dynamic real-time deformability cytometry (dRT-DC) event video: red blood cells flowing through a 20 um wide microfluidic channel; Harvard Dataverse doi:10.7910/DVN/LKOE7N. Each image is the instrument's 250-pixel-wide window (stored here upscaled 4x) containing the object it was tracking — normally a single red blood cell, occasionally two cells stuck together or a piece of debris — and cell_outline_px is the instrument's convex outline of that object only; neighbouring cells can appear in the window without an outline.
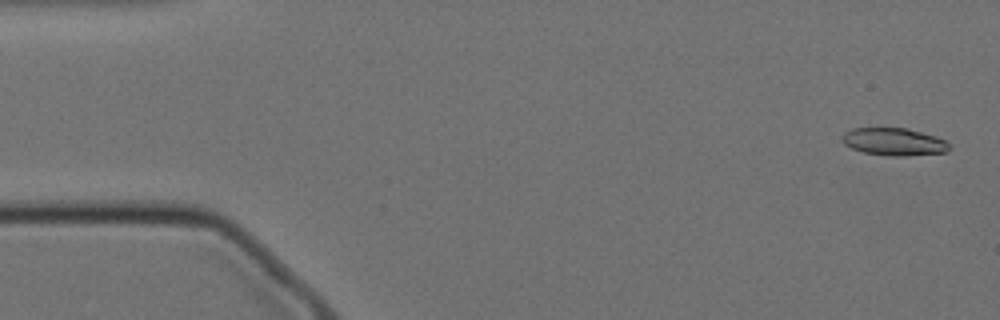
{"species": "Egyptian fruit bat (a non-hibernating species)", "species_latin": "Rousettus aegyptiacus", "temperature_condition": "cold", "stored_images_in_passage": 56, "camera_frame_rate_fps": 3000, "um_per_image_px": 0.085, "animal": {"sex": "female"}, "frame": {"image": 1, "passage_image": 1, "time_ms": 0.0, "image_size_px": [1000, 320], "cell_outline_px": [[952, 148], [948, 152], [908, 156], [888, 156], [864, 152], [852, 148], [844, 144], [840, 140], [840, 136], [844, 132], [852, 128], [908, 128], [936, 136], [952, 144]], "centroid_in_image_um": [76.01, 12.05], "position_along_channel_um": 9.0, "area_um2": 17.57}}
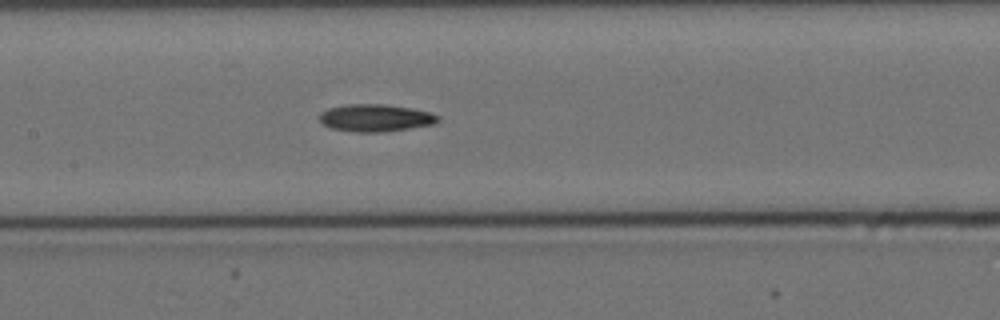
{"frame": {"image": 2, "passage_image": 25, "time_ms": 8.0, "image_size_px": [1000, 320], "cell_outline_px": [[440, 120], [436, 124], [384, 132], [352, 132], [328, 128], [320, 124], [320, 112], [328, 108], [348, 104], [384, 104], [412, 108], [428, 112], [440, 116]], "centroid_in_image_um": [31.89, 10.03], "position_along_channel_um": 175.5, "area_um2": 19.19}}
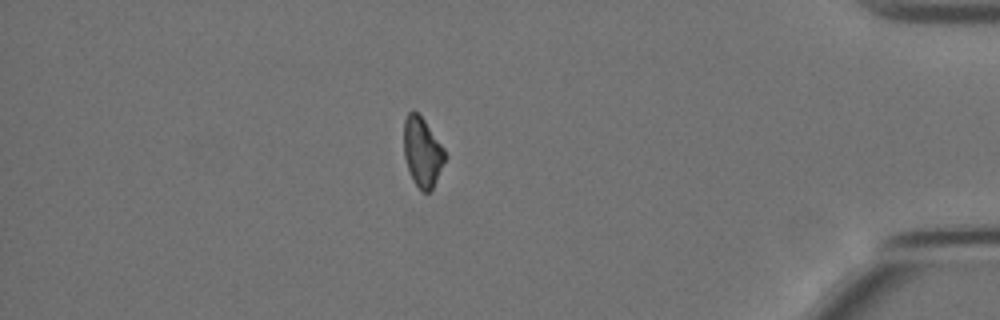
{"frame": {"image": 3, "passage_image": 48, "time_ms": 15.667, "image_size_px": [1000, 320], "cell_outline_px": [[444, 160], [432, 188], [428, 192], [424, 192], [412, 180], [404, 156], [404, 120], [408, 112], [412, 108], [424, 120], [444, 148]], "centroid_in_image_um": [35.86, 12.88], "position_along_channel_um": 399.3, "area_um2": 16.18}, "authors_computed_cell_mechanics": {"area_um2": 17.8891, "velocity_mm_per_s": 3.5026, "shape_relaxation_time_tau1_ms": 10.8505, "shape_relaxation_time_tau2_ms": null, "deformation_change_tau1": 0.2064, "deformation_change_tau2": null}}